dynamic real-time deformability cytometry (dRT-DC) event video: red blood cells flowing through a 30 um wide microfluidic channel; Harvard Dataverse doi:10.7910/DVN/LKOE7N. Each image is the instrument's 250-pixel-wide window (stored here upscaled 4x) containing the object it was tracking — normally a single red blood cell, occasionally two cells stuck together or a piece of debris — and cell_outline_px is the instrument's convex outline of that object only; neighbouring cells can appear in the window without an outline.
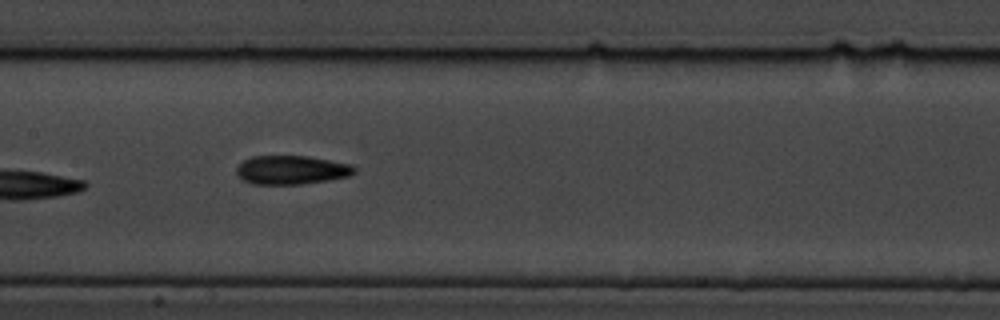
{"species": "common noctule bat (a hibernating species)", "species_latin": "Nyctalus noctula", "temperature_condition": "cold", "stored_images_in_passage": 9, "camera_frame_rate_fps": 3000, "um_per_image_px": 0.085, "animal": {"sex": "male", "body_mass_g": 19.5, "forearm_length_mm": 54.6}, "frame": {"image": 1, "passage_image": 7, "time_ms": 7.0, "image_size_px": [1000, 320], "cell_outline_px": [[356, 172], [348, 176], [328, 180], [300, 184], [252, 184], [244, 180], [236, 172], [236, 168], [244, 160], [252, 156], [308, 156], [352, 164], [356, 168]], "centroid_in_image_um": [24.8, 14.44], "position_along_channel_um": 182.6, "area_um2": 19.71}}